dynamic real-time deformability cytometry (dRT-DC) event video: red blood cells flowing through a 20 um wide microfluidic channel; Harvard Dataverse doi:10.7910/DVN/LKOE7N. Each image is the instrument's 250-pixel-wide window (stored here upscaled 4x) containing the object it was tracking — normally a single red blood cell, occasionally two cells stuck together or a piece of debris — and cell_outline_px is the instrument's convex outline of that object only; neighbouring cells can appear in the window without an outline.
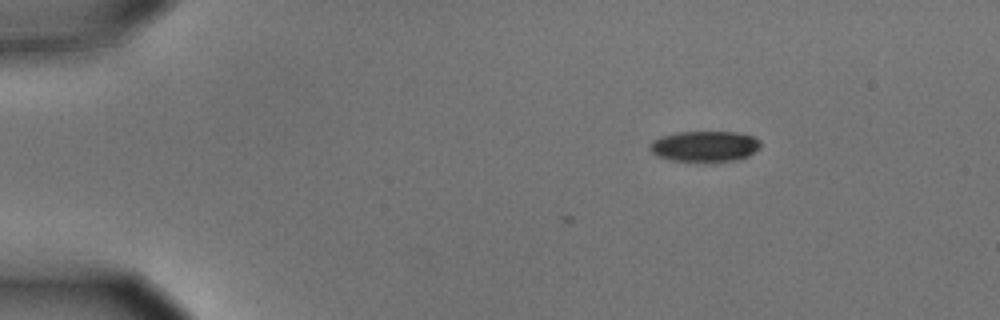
{"species": "common noctule bat (a hibernating species)", "species_latin": "Nyctalus noctula", "temperature_condition": "cold", "stored_images_in_passage": 2, "camera_frame_rate_fps": 3000, "um_per_image_px": 0.085, "animal": {"sex": "male", "body_mass_g": 15.6}, "frame": {"image": 1, "passage_image": 2, "time_ms": 0.333, "image_size_px": [1000, 320], "cell_outline_px": [[760, 148], [748, 156], [740, 160], [672, 160], [656, 156], [648, 148], [648, 144], [652, 140], [660, 136], [676, 132], [736, 132], [752, 136], [760, 140]], "centroid_in_image_um": [59.87, 12.41], "position_along_channel_um": 25.1, "area_um2": 19.71}}